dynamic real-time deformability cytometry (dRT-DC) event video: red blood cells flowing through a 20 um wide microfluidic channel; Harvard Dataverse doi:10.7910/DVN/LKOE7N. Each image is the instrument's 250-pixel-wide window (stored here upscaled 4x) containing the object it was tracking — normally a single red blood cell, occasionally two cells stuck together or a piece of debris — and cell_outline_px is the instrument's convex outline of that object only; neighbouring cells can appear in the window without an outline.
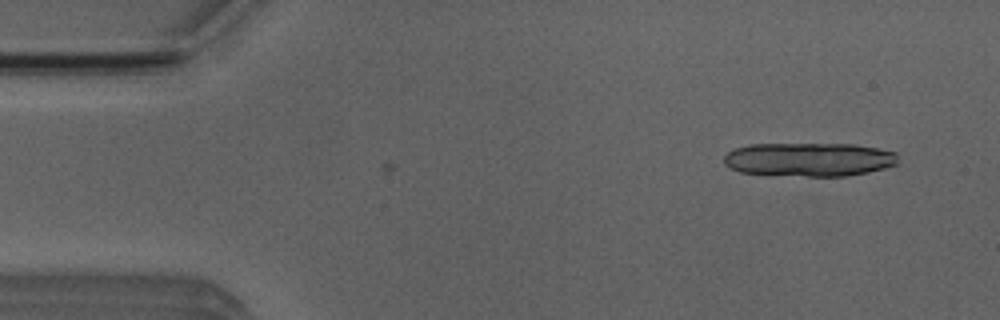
{"species": "Egyptian fruit bat (a non-hibernating species)", "species_latin": "Rousettus aegyptiacus", "temperature_condition": "room temperature", "stored_images_in_passage": 5, "camera_frame_rate_fps": 3000, "um_per_image_px": 0.085, "animal": {"sex": "male"}, "frame": {"image": 1, "passage_image": 1, "time_ms": 0.0, "image_size_px": [1000, 320], "cell_outline_px": [[896, 164], [884, 168], [868, 172], [844, 176], [808, 176], [740, 172], [724, 164], [724, 156], [728, 152], [736, 148], [748, 144], [852, 144], [876, 148], [896, 152]], "centroid_in_image_um": [68.76, 13.54], "position_along_channel_um": 16.2, "area_um2": 33.93}}